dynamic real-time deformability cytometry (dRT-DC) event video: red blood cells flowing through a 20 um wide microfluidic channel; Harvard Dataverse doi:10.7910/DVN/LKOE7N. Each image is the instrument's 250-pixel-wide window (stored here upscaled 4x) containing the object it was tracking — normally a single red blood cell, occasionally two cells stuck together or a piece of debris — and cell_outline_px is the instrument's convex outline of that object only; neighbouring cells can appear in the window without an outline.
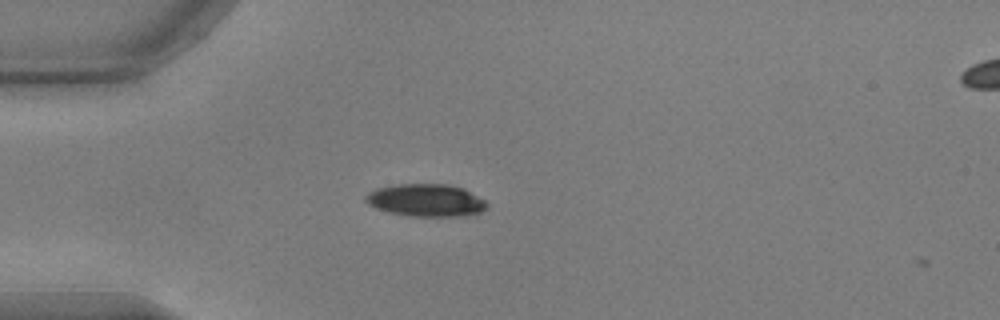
{"species": "common noctule bat (a hibernating species)", "species_latin": "Nyctalus noctula", "temperature_condition": "warm", "stored_images_in_passage": 2, "camera_frame_rate_fps": 3000, "um_per_image_px": 0.085, "animal": {"sex": "male", "body_mass_g": 17.9, "forearm_length_mm": 54.2}, "frame": {"image": 1, "passage_image": 1, "time_ms": 0.0, "image_size_px": [1000, 320], "cell_outline_px": [[488, 208], [480, 212], [460, 216], [412, 216], [392, 212], [376, 208], [368, 204], [364, 200], [364, 196], [368, 192], [376, 188], [396, 184], [448, 184], [464, 188], [484, 200], [488, 204]], "centroid_in_image_um": [36.2, 17.01], "position_along_channel_um": 48.8, "area_um2": 22.95}}